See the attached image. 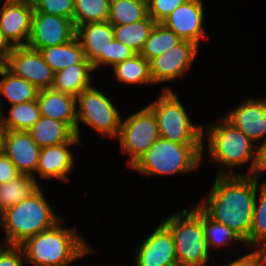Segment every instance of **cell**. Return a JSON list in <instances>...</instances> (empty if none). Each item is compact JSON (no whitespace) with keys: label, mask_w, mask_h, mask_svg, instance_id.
<instances>
[{"label":"cell","mask_w":266,"mask_h":266,"mask_svg":"<svg viewBox=\"0 0 266 266\" xmlns=\"http://www.w3.org/2000/svg\"><path fill=\"white\" fill-rule=\"evenodd\" d=\"M256 178L251 175H220L208 199L197 204L210 218L222 223L244 241L249 237L255 205Z\"/></svg>","instance_id":"cell-1"},{"label":"cell","mask_w":266,"mask_h":266,"mask_svg":"<svg viewBox=\"0 0 266 266\" xmlns=\"http://www.w3.org/2000/svg\"><path fill=\"white\" fill-rule=\"evenodd\" d=\"M61 221L54 227L26 239L20 246L27 262L34 266H67L92 253L91 247L75 228H65Z\"/></svg>","instance_id":"cell-2"},{"label":"cell","mask_w":266,"mask_h":266,"mask_svg":"<svg viewBox=\"0 0 266 266\" xmlns=\"http://www.w3.org/2000/svg\"><path fill=\"white\" fill-rule=\"evenodd\" d=\"M62 221L48 204L39 186L18 204L0 214L7 245H21L26 239L54 227Z\"/></svg>","instance_id":"cell-3"},{"label":"cell","mask_w":266,"mask_h":266,"mask_svg":"<svg viewBox=\"0 0 266 266\" xmlns=\"http://www.w3.org/2000/svg\"><path fill=\"white\" fill-rule=\"evenodd\" d=\"M219 124L208 126L207 131L203 128V141L207 139L208 154L211 162L218 163L223 170H218L220 175H251L255 149L251 141L241 130L229 122L225 117L221 118ZM205 131V134H204ZM204 135H206L204 137ZM249 172L246 174H233L230 169L249 163ZM228 168L230 170L225 169Z\"/></svg>","instance_id":"cell-4"},{"label":"cell","mask_w":266,"mask_h":266,"mask_svg":"<svg viewBox=\"0 0 266 266\" xmlns=\"http://www.w3.org/2000/svg\"><path fill=\"white\" fill-rule=\"evenodd\" d=\"M203 147V144H179L159 137L130 168L148 176L192 172L201 163Z\"/></svg>","instance_id":"cell-5"},{"label":"cell","mask_w":266,"mask_h":266,"mask_svg":"<svg viewBox=\"0 0 266 266\" xmlns=\"http://www.w3.org/2000/svg\"><path fill=\"white\" fill-rule=\"evenodd\" d=\"M174 237L178 266H206L209 249L203 229V210L196 205L188 211L173 213L162 221Z\"/></svg>","instance_id":"cell-6"},{"label":"cell","mask_w":266,"mask_h":266,"mask_svg":"<svg viewBox=\"0 0 266 266\" xmlns=\"http://www.w3.org/2000/svg\"><path fill=\"white\" fill-rule=\"evenodd\" d=\"M166 88L148 105L155 114L160 137L179 144H203V126L192 124L178 95Z\"/></svg>","instance_id":"cell-7"},{"label":"cell","mask_w":266,"mask_h":266,"mask_svg":"<svg viewBox=\"0 0 266 266\" xmlns=\"http://www.w3.org/2000/svg\"><path fill=\"white\" fill-rule=\"evenodd\" d=\"M79 102V103H78ZM79 104V105H78ZM121 116L112 103L99 89L91 86L76 97V135L80 138L79 123L92 127L110 138H117Z\"/></svg>","instance_id":"cell-8"},{"label":"cell","mask_w":266,"mask_h":266,"mask_svg":"<svg viewBox=\"0 0 266 266\" xmlns=\"http://www.w3.org/2000/svg\"><path fill=\"white\" fill-rule=\"evenodd\" d=\"M160 137L157 120L153 111L144 107L121 120L118 139L121 151L130 155L128 167H131Z\"/></svg>","instance_id":"cell-9"},{"label":"cell","mask_w":266,"mask_h":266,"mask_svg":"<svg viewBox=\"0 0 266 266\" xmlns=\"http://www.w3.org/2000/svg\"><path fill=\"white\" fill-rule=\"evenodd\" d=\"M4 66L14 75L27 80L39 90L51 88L53 85L54 72L45 62L39 50L28 46L12 47Z\"/></svg>","instance_id":"cell-10"},{"label":"cell","mask_w":266,"mask_h":266,"mask_svg":"<svg viewBox=\"0 0 266 266\" xmlns=\"http://www.w3.org/2000/svg\"><path fill=\"white\" fill-rule=\"evenodd\" d=\"M199 46L195 43L182 40L175 47L165 51L160 56L150 61V75L153 84L170 82L184 75L189 71L197 54Z\"/></svg>","instance_id":"cell-11"},{"label":"cell","mask_w":266,"mask_h":266,"mask_svg":"<svg viewBox=\"0 0 266 266\" xmlns=\"http://www.w3.org/2000/svg\"><path fill=\"white\" fill-rule=\"evenodd\" d=\"M75 37L72 20L42 12H34L32 30L27 46L41 50L49 46L60 45Z\"/></svg>","instance_id":"cell-12"},{"label":"cell","mask_w":266,"mask_h":266,"mask_svg":"<svg viewBox=\"0 0 266 266\" xmlns=\"http://www.w3.org/2000/svg\"><path fill=\"white\" fill-rule=\"evenodd\" d=\"M148 235L136 250L135 266H178L170 229L161 221Z\"/></svg>","instance_id":"cell-13"},{"label":"cell","mask_w":266,"mask_h":266,"mask_svg":"<svg viewBox=\"0 0 266 266\" xmlns=\"http://www.w3.org/2000/svg\"><path fill=\"white\" fill-rule=\"evenodd\" d=\"M33 4L5 0L0 9V32L12 47L27 46L31 30Z\"/></svg>","instance_id":"cell-14"},{"label":"cell","mask_w":266,"mask_h":266,"mask_svg":"<svg viewBox=\"0 0 266 266\" xmlns=\"http://www.w3.org/2000/svg\"><path fill=\"white\" fill-rule=\"evenodd\" d=\"M203 4L202 0H187L161 23L182 40L191 41L199 46L201 39L209 38L203 28Z\"/></svg>","instance_id":"cell-15"},{"label":"cell","mask_w":266,"mask_h":266,"mask_svg":"<svg viewBox=\"0 0 266 266\" xmlns=\"http://www.w3.org/2000/svg\"><path fill=\"white\" fill-rule=\"evenodd\" d=\"M75 37L83 49L84 57L92 63L95 71L106 65L107 48L114 38L113 25L108 20L75 27Z\"/></svg>","instance_id":"cell-16"},{"label":"cell","mask_w":266,"mask_h":266,"mask_svg":"<svg viewBox=\"0 0 266 266\" xmlns=\"http://www.w3.org/2000/svg\"><path fill=\"white\" fill-rule=\"evenodd\" d=\"M40 149L28 131H4L1 150L21 174L35 177Z\"/></svg>","instance_id":"cell-17"},{"label":"cell","mask_w":266,"mask_h":266,"mask_svg":"<svg viewBox=\"0 0 266 266\" xmlns=\"http://www.w3.org/2000/svg\"><path fill=\"white\" fill-rule=\"evenodd\" d=\"M251 141L266 140V99L248 98L224 116Z\"/></svg>","instance_id":"cell-18"},{"label":"cell","mask_w":266,"mask_h":266,"mask_svg":"<svg viewBox=\"0 0 266 266\" xmlns=\"http://www.w3.org/2000/svg\"><path fill=\"white\" fill-rule=\"evenodd\" d=\"M81 142H66L40 149L36 172L41 179L57 178L60 181H69L68 174L74 168V156L69 147Z\"/></svg>","instance_id":"cell-19"},{"label":"cell","mask_w":266,"mask_h":266,"mask_svg":"<svg viewBox=\"0 0 266 266\" xmlns=\"http://www.w3.org/2000/svg\"><path fill=\"white\" fill-rule=\"evenodd\" d=\"M37 102L41 116L64 122L76 133V97L47 88L38 91Z\"/></svg>","instance_id":"cell-20"},{"label":"cell","mask_w":266,"mask_h":266,"mask_svg":"<svg viewBox=\"0 0 266 266\" xmlns=\"http://www.w3.org/2000/svg\"><path fill=\"white\" fill-rule=\"evenodd\" d=\"M92 63L86 58L54 73L52 89L77 97L83 90L92 86L90 72H94Z\"/></svg>","instance_id":"cell-21"},{"label":"cell","mask_w":266,"mask_h":266,"mask_svg":"<svg viewBox=\"0 0 266 266\" xmlns=\"http://www.w3.org/2000/svg\"><path fill=\"white\" fill-rule=\"evenodd\" d=\"M28 132L40 148L66 142H80V138L66 123L46 116H40Z\"/></svg>","instance_id":"cell-22"},{"label":"cell","mask_w":266,"mask_h":266,"mask_svg":"<svg viewBox=\"0 0 266 266\" xmlns=\"http://www.w3.org/2000/svg\"><path fill=\"white\" fill-rule=\"evenodd\" d=\"M38 91L34 85L14 75L5 66L0 69V96H4L11 105L36 100ZM3 106L0 98V113H3Z\"/></svg>","instance_id":"cell-23"},{"label":"cell","mask_w":266,"mask_h":266,"mask_svg":"<svg viewBox=\"0 0 266 266\" xmlns=\"http://www.w3.org/2000/svg\"><path fill=\"white\" fill-rule=\"evenodd\" d=\"M258 182L256 179V197L249 237L244 242L250 250L255 248L266 254V181L260 184L261 187H258ZM258 189L260 194H257Z\"/></svg>","instance_id":"cell-24"},{"label":"cell","mask_w":266,"mask_h":266,"mask_svg":"<svg viewBox=\"0 0 266 266\" xmlns=\"http://www.w3.org/2000/svg\"><path fill=\"white\" fill-rule=\"evenodd\" d=\"M40 53L54 73L81 63L85 59L83 49L76 37L67 43L41 49Z\"/></svg>","instance_id":"cell-25"},{"label":"cell","mask_w":266,"mask_h":266,"mask_svg":"<svg viewBox=\"0 0 266 266\" xmlns=\"http://www.w3.org/2000/svg\"><path fill=\"white\" fill-rule=\"evenodd\" d=\"M39 187L35 177L20 174L17 178L0 185V214L18 204Z\"/></svg>","instance_id":"cell-26"},{"label":"cell","mask_w":266,"mask_h":266,"mask_svg":"<svg viewBox=\"0 0 266 266\" xmlns=\"http://www.w3.org/2000/svg\"><path fill=\"white\" fill-rule=\"evenodd\" d=\"M10 106L8 116L0 113L4 130L28 131L41 116L37 99Z\"/></svg>","instance_id":"cell-27"},{"label":"cell","mask_w":266,"mask_h":266,"mask_svg":"<svg viewBox=\"0 0 266 266\" xmlns=\"http://www.w3.org/2000/svg\"><path fill=\"white\" fill-rule=\"evenodd\" d=\"M155 24L156 22L148 15L138 22L113 25L114 38L131 48L135 53H140Z\"/></svg>","instance_id":"cell-28"},{"label":"cell","mask_w":266,"mask_h":266,"mask_svg":"<svg viewBox=\"0 0 266 266\" xmlns=\"http://www.w3.org/2000/svg\"><path fill=\"white\" fill-rule=\"evenodd\" d=\"M114 75L123 83L127 84H153L150 75V62L142 55L136 53L113 66Z\"/></svg>","instance_id":"cell-29"},{"label":"cell","mask_w":266,"mask_h":266,"mask_svg":"<svg viewBox=\"0 0 266 266\" xmlns=\"http://www.w3.org/2000/svg\"><path fill=\"white\" fill-rule=\"evenodd\" d=\"M148 3L143 0H110L108 21L112 25H125L148 16Z\"/></svg>","instance_id":"cell-30"},{"label":"cell","mask_w":266,"mask_h":266,"mask_svg":"<svg viewBox=\"0 0 266 266\" xmlns=\"http://www.w3.org/2000/svg\"><path fill=\"white\" fill-rule=\"evenodd\" d=\"M181 41L182 39L172 30L162 23H156L139 54L150 62L153 58L175 47Z\"/></svg>","instance_id":"cell-31"},{"label":"cell","mask_w":266,"mask_h":266,"mask_svg":"<svg viewBox=\"0 0 266 266\" xmlns=\"http://www.w3.org/2000/svg\"><path fill=\"white\" fill-rule=\"evenodd\" d=\"M109 7L110 0H74V26L107 21Z\"/></svg>","instance_id":"cell-32"},{"label":"cell","mask_w":266,"mask_h":266,"mask_svg":"<svg viewBox=\"0 0 266 266\" xmlns=\"http://www.w3.org/2000/svg\"><path fill=\"white\" fill-rule=\"evenodd\" d=\"M203 229L205 240L208 249L216 248L218 249L221 246H226L232 241L242 242L245 244L244 240L236 234L233 230H231L226 225L215 221L214 219L210 218L204 211H203Z\"/></svg>","instance_id":"cell-33"},{"label":"cell","mask_w":266,"mask_h":266,"mask_svg":"<svg viewBox=\"0 0 266 266\" xmlns=\"http://www.w3.org/2000/svg\"><path fill=\"white\" fill-rule=\"evenodd\" d=\"M34 12L68 18L73 21L74 0H35Z\"/></svg>","instance_id":"cell-34"},{"label":"cell","mask_w":266,"mask_h":266,"mask_svg":"<svg viewBox=\"0 0 266 266\" xmlns=\"http://www.w3.org/2000/svg\"><path fill=\"white\" fill-rule=\"evenodd\" d=\"M187 0H149L148 14L156 22L161 23L178 6Z\"/></svg>","instance_id":"cell-35"},{"label":"cell","mask_w":266,"mask_h":266,"mask_svg":"<svg viewBox=\"0 0 266 266\" xmlns=\"http://www.w3.org/2000/svg\"><path fill=\"white\" fill-rule=\"evenodd\" d=\"M136 53L125 44L113 38L107 48L106 66H115L116 64L131 58Z\"/></svg>","instance_id":"cell-36"},{"label":"cell","mask_w":266,"mask_h":266,"mask_svg":"<svg viewBox=\"0 0 266 266\" xmlns=\"http://www.w3.org/2000/svg\"><path fill=\"white\" fill-rule=\"evenodd\" d=\"M22 257L25 259L20 245L5 244L0 250V266H23Z\"/></svg>","instance_id":"cell-37"},{"label":"cell","mask_w":266,"mask_h":266,"mask_svg":"<svg viewBox=\"0 0 266 266\" xmlns=\"http://www.w3.org/2000/svg\"><path fill=\"white\" fill-rule=\"evenodd\" d=\"M20 174L14 163L0 150V185L17 178Z\"/></svg>","instance_id":"cell-38"},{"label":"cell","mask_w":266,"mask_h":266,"mask_svg":"<svg viewBox=\"0 0 266 266\" xmlns=\"http://www.w3.org/2000/svg\"><path fill=\"white\" fill-rule=\"evenodd\" d=\"M265 253L257 250H250L249 253L233 260L225 266H260Z\"/></svg>","instance_id":"cell-39"},{"label":"cell","mask_w":266,"mask_h":266,"mask_svg":"<svg viewBox=\"0 0 266 266\" xmlns=\"http://www.w3.org/2000/svg\"><path fill=\"white\" fill-rule=\"evenodd\" d=\"M255 150L254 165L251 176L259 180L261 173L266 171V140H264Z\"/></svg>","instance_id":"cell-40"},{"label":"cell","mask_w":266,"mask_h":266,"mask_svg":"<svg viewBox=\"0 0 266 266\" xmlns=\"http://www.w3.org/2000/svg\"><path fill=\"white\" fill-rule=\"evenodd\" d=\"M12 46L0 32V62L5 65L11 53Z\"/></svg>","instance_id":"cell-41"},{"label":"cell","mask_w":266,"mask_h":266,"mask_svg":"<svg viewBox=\"0 0 266 266\" xmlns=\"http://www.w3.org/2000/svg\"><path fill=\"white\" fill-rule=\"evenodd\" d=\"M4 126L2 123V118H1V114H0V150L2 149V141H3V134H4Z\"/></svg>","instance_id":"cell-42"},{"label":"cell","mask_w":266,"mask_h":266,"mask_svg":"<svg viewBox=\"0 0 266 266\" xmlns=\"http://www.w3.org/2000/svg\"><path fill=\"white\" fill-rule=\"evenodd\" d=\"M9 1H12V2H29V3H32L35 1V0H9Z\"/></svg>","instance_id":"cell-43"},{"label":"cell","mask_w":266,"mask_h":266,"mask_svg":"<svg viewBox=\"0 0 266 266\" xmlns=\"http://www.w3.org/2000/svg\"><path fill=\"white\" fill-rule=\"evenodd\" d=\"M261 264H262L263 266H266V254H265V256H264V258H263Z\"/></svg>","instance_id":"cell-44"},{"label":"cell","mask_w":266,"mask_h":266,"mask_svg":"<svg viewBox=\"0 0 266 266\" xmlns=\"http://www.w3.org/2000/svg\"><path fill=\"white\" fill-rule=\"evenodd\" d=\"M5 245V243L3 242V244L0 242V250L2 249V247Z\"/></svg>","instance_id":"cell-45"},{"label":"cell","mask_w":266,"mask_h":266,"mask_svg":"<svg viewBox=\"0 0 266 266\" xmlns=\"http://www.w3.org/2000/svg\"><path fill=\"white\" fill-rule=\"evenodd\" d=\"M4 65L0 62V69L3 67Z\"/></svg>","instance_id":"cell-46"}]
</instances>
